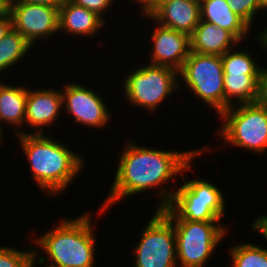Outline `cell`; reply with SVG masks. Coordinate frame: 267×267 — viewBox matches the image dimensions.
Listing matches in <instances>:
<instances>
[{
    "mask_svg": "<svg viewBox=\"0 0 267 267\" xmlns=\"http://www.w3.org/2000/svg\"><path fill=\"white\" fill-rule=\"evenodd\" d=\"M126 141L120 153L114 181L106 198L100 204L99 213L106 212L111 205H115L120 200L152 189H157L155 196L161 198L157 209L167 207L176 190L174 186L172 188L170 185L171 189L167 187L168 182L172 179L174 182L175 176L183 175L189 169L192 170L193 159L199 154L201 156L204 151L206 153L212 150L203 146L189 151H165L144 147L131 140Z\"/></svg>",
    "mask_w": 267,
    "mask_h": 267,
    "instance_id": "6da1fadb",
    "label": "cell"
},
{
    "mask_svg": "<svg viewBox=\"0 0 267 267\" xmlns=\"http://www.w3.org/2000/svg\"><path fill=\"white\" fill-rule=\"evenodd\" d=\"M15 137L28 160L33 181L46 196L65 192L86 164L84 157L48 134Z\"/></svg>",
    "mask_w": 267,
    "mask_h": 267,
    "instance_id": "7a4b0ae2",
    "label": "cell"
},
{
    "mask_svg": "<svg viewBox=\"0 0 267 267\" xmlns=\"http://www.w3.org/2000/svg\"><path fill=\"white\" fill-rule=\"evenodd\" d=\"M92 220L89 212L79 215L75 219L64 218L51 230L34 238L32 241L34 247L37 245V248L43 249L47 256L42 255L39 249L38 251L34 249L33 265L94 267L97 241L94 237L95 231H93L96 229L94 227L96 225L92 224L94 223Z\"/></svg>",
    "mask_w": 267,
    "mask_h": 267,
    "instance_id": "3957f363",
    "label": "cell"
},
{
    "mask_svg": "<svg viewBox=\"0 0 267 267\" xmlns=\"http://www.w3.org/2000/svg\"><path fill=\"white\" fill-rule=\"evenodd\" d=\"M182 176V184L176 187L169 205L160 209L169 219L188 221H222L226 212L225 196L216 184L209 180Z\"/></svg>",
    "mask_w": 267,
    "mask_h": 267,
    "instance_id": "277c9868",
    "label": "cell"
},
{
    "mask_svg": "<svg viewBox=\"0 0 267 267\" xmlns=\"http://www.w3.org/2000/svg\"><path fill=\"white\" fill-rule=\"evenodd\" d=\"M218 118L222 124L216 134L224 145L229 143L256 155L267 151V111L257 102L230 106Z\"/></svg>",
    "mask_w": 267,
    "mask_h": 267,
    "instance_id": "5b68a950",
    "label": "cell"
},
{
    "mask_svg": "<svg viewBox=\"0 0 267 267\" xmlns=\"http://www.w3.org/2000/svg\"><path fill=\"white\" fill-rule=\"evenodd\" d=\"M170 220L175 229L178 267H204L227 236L228 227L222 221Z\"/></svg>",
    "mask_w": 267,
    "mask_h": 267,
    "instance_id": "8992f818",
    "label": "cell"
},
{
    "mask_svg": "<svg viewBox=\"0 0 267 267\" xmlns=\"http://www.w3.org/2000/svg\"><path fill=\"white\" fill-rule=\"evenodd\" d=\"M124 78L126 101L146 112H155L164 100L180 89L179 72L173 68L146 64ZM148 110V111H147Z\"/></svg>",
    "mask_w": 267,
    "mask_h": 267,
    "instance_id": "52a82bcc",
    "label": "cell"
},
{
    "mask_svg": "<svg viewBox=\"0 0 267 267\" xmlns=\"http://www.w3.org/2000/svg\"><path fill=\"white\" fill-rule=\"evenodd\" d=\"M224 71L221 56L190 51L179 71V83L184 82L191 93L219 116L225 111Z\"/></svg>",
    "mask_w": 267,
    "mask_h": 267,
    "instance_id": "ba28073f",
    "label": "cell"
},
{
    "mask_svg": "<svg viewBox=\"0 0 267 267\" xmlns=\"http://www.w3.org/2000/svg\"><path fill=\"white\" fill-rule=\"evenodd\" d=\"M154 211L133 249L134 267H178L173 222L160 209Z\"/></svg>",
    "mask_w": 267,
    "mask_h": 267,
    "instance_id": "9c48e42d",
    "label": "cell"
},
{
    "mask_svg": "<svg viewBox=\"0 0 267 267\" xmlns=\"http://www.w3.org/2000/svg\"><path fill=\"white\" fill-rule=\"evenodd\" d=\"M7 10L12 17L13 29L18 31L32 46L38 40L59 34V7L9 2Z\"/></svg>",
    "mask_w": 267,
    "mask_h": 267,
    "instance_id": "30bf717a",
    "label": "cell"
},
{
    "mask_svg": "<svg viewBox=\"0 0 267 267\" xmlns=\"http://www.w3.org/2000/svg\"><path fill=\"white\" fill-rule=\"evenodd\" d=\"M62 87L63 107L67 115H72V121L93 129H104L110 123L112 113L102 96L76 82L63 84Z\"/></svg>",
    "mask_w": 267,
    "mask_h": 267,
    "instance_id": "8fae6325",
    "label": "cell"
},
{
    "mask_svg": "<svg viewBox=\"0 0 267 267\" xmlns=\"http://www.w3.org/2000/svg\"><path fill=\"white\" fill-rule=\"evenodd\" d=\"M140 7L146 19L189 36L200 21V3L195 0L144 1Z\"/></svg>",
    "mask_w": 267,
    "mask_h": 267,
    "instance_id": "7c38bea8",
    "label": "cell"
},
{
    "mask_svg": "<svg viewBox=\"0 0 267 267\" xmlns=\"http://www.w3.org/2000/svg\"><path fill=\"white\" fill-rule=\"evenodd\" d=\"M151 34L152 51L149 64L166 66L180 71L190 53V36L158 23Z\"/></svg>",
    "mask_w": 267,
    "mask_h": 267,
    "instance_id": "4fadbf2b",
    "label": "cell"
},
{
    "mask_svg": "<svg viewBox=\"0 0 267 267\" xmlns=\"http://www.w3.org/2000/svg\"><path fill=\"white\" fill-rule=\"evenodd\" d=\"M63 99L61 90L56 88L28 89L25 123L28 128H34L33 134H45L44 128H48L61 116ZM60 115V116H59Z\"/></svg>",
    "mask_w": 267,
    "mask_h": 267,
    "instance_id": "5bb4252c",
    "label": "cell"
},
{
    "mask_svg": "<svg viewBox=\"0 0 267 267\" xmlns=\"http://www.w3.org/2000/svg\"><path fill=\"white\" fill-rule=\"evenodd\" d=\"M58 22L59 33L62 32L71 36H84L89 38L91 36L94 38L106 24V21L96 13L76 5L70 0H65L59 6Z\"/></svg>",
    "mask_w": 267,
    "mask_h": 267,
    "instance_id": "9a60e30c",
    "label": "cell"
},
{
    "mask_svg": "<svg viewBox=\"0 0 267 267\" xmlns=\"http://www.w3.org/2000/svg\"><path fill=\"white\" fill-rule=\"evenodd\" d=\"M235 44L240 42L229 31L201 19L190 35V50L194 53L222 56Z\"/></svg>",
    "mask_w": 267,
    "mask_h": 267,
    "instance_id": "2e32d148",
    "label": "cell"
},
{
    "mask_svg": "<svg viewBox=\"0 0 267 267\" xmlns=\"http://www.w3.org/2000/svg\"><path fill=\"white\" fill-rule=\"evenodd\" d=\"M3 82V80L0 82V124L13 126L12 132L15 136L27 132L31 134L32 131L21 129V126L25 125L28 88L23 84L14 86Z\"/></svg>",
    "mask_w": 267,
    "mask_h": 267,
    "instance_id": "e0dca14e",
    "label": "cell"
},
{
    "mask_svg": "<svg viewBox=\"0 0 267 267\" xmlns=\"http://www.w3.org/2000/svg\"><path fill=\"white\" fill-rule=\"evenodd\" d=\"M200 19L229 31L240 43L248 40L251 27L229 7L226 0H205L200 3Z\"/></svg>",
    "mask_w": 267,
    "mask_h": 267,
    "instance_id": "ac0fdd59",
    "label": "cell"
},
{
    "mask_svg": "<svg viewBox=\"0 0 267 267\" xmlns=\"http://www.w3.org/2000/svg\"><path fill=\"white\" fill-rule=\"evenodd\" d=\"M260 77L261 74H224L225 110L237 104L255 103Z\"/></svg>",
    "mask_w": 267,
    "mask_h": 267,
    "instance_id": "d6986e66",
    "label": "cell"
},
{
    "mask_svg": "<svg viewBox=\"0 0 267 267\" xmlns=\"http://www.w3.org/2000/svg\"><path fill=\"white\" fill-rule=\"evenodd\" d=\"M31 48L32 45L12 28L0 41V74L3 71L8 72V68L11 71L22 59L24 60L25 56L32 50Z\"/></svg>",
    "mask_w": 267,
    "mask_h": 267,
    "instance_id": "ffe728a7",
    "label": "cell"
},
{
    "mask_svg": "<svg viewBox=\"0 0 267 267\" xmlns=\"http://www.w3.org/2000/svg\"><path fill=\"white\" fill-rule=\"evenodd\" d=\"M234 50L232 48L221 56L224 74H262L265 66L258 64L252 56L254 54L247 49Z\"/></svg>",
    "mask_w": 267,
    "mask_h": 267,
    "instance_id": "44dd1931",
    "label": "cell"
},
{
    "mask_svg": "<svg viewBox=\"0 0 267 267\" xmlns=\"http://www.w3.org/2000/svg\"><path fill=\"white\" fill-rule=\"evenodd\" d=\"M228 252L232 267H267V248L252 242L235 244Z\"/></svg>",
    "mask_w": 267,
    "mask_h": 267,
    "instance_id": "7402d4cb",
    "label": "cell"
},
{
    "mask_svg": "<svg viewBox=\"0 0 267 267\" xmlns=\"http://www.w3.org/2000/svg\"><path fill=\"white\" fill-rule=\"evenodd\" d=\"M34 247L18 250L10 246H0V267H32Z\"/></svg>",
    "mask_w": 267,
    "mask_h": 267,
    "instance_id": "603a6c76",
    "label": "cell"
},
{
    "mask_svg": "<svg viewBox=\"0 0 267 267\" xmlns=\"http://www.w3.org/2000/svg\"><path fill=\"white\" fill-rule=\"evenodd\" d=\"M232 11L241 17L251 28L255 16L261 13L260 0H226ZM257 13V15H256Z\"/></svg>",
    "mask_w": 267,
    "mask_h": 267,
    "instance_id": "cb8c5ba5",
    "label": "cell"
},
{
    "mask_svg": "<svg viewBox=\"0 0 267 267\" xmlns=\"http://www.w3.org/2000/svg\"><path fill=\"white\" fill-rule=\"evenodd\" d=\"M76 5L82 6L100 16L104 21V13L114 4V0H70ZM111 6V7H110Z\"/></svg>",
    "mask_w": 267,
    "mask_h": 267,
    "instance_id": "d4e9b609",
    "label": "cell"
},
{
    "mask_svg": "<svg viewBox=\"0 0 267 267\" xmlns=\"http://www.w3.org/2000/svg\"><path fill=\"white\" fill-rule=\"evenodd\" d=\"M256 102L267 111V66L264 68L260 77Z\"/></svg>",
    "mask_w": 267,
    "mask_h": 267,
    "instance_id": "484cf974",
    "label": "cell"
},
{
    "mask_svg": "<svg viewBox=\"0 0 267 267\" xmlns=\"http://www.w3.org/2000/svg\"><path fill=\"white\" fill-rule=\"evenodd\" d=\"M13 28L12 17L6 9L0 13V41Z\"/></svg>",
    "mask_w": 267,
    "mask_h": 267,
    "instance_id": "4316f807",
    "label": "cell"
},
{
    "mask_svg": "<svg viewBox=\"0 0 267 267\" xmlns=\"http://www.w3.org/2000/svg\"><path fill=\"white\" fill-rule=\"evenodd\" d=\"M251 223V229H253L255 232H259V234H262L267 241V214L257 216V218H255V220Z\"/></svg>",
    "mask_w": 267,
    "mask_h": 267,
    "instance_id": "83f0119b",
    "label": "cell"
},
{
    "mask_svg": "<svg viewBox=\"0 0 267 267\" xmlns=\"http://www.w3.org/2000/svg\"><path fill=\"white\" fill-rule=\"evenodd\" d=\"M65 0H9V2H24L31 4H43L59 7Z\"/></svg>",
    "mask_w": 267,
    "mask_h": 267,
    "instance_id": "f1b7e54d",
    "label": "cell"
},
{
    "mask_svg": "<svg viewBox=\"0 0 267 267\" xmlns=\"http://www.w3.org/2000/svg\"><path fill=\"white\" fill-rule=\"evenodd\" d=\"M264 28V31L262 30L259 35H258V38L256 39V44H260L259 46L260 47H263V50L267 49V27L265 26ZM262 45V46H261Z\"/></svg>",
    "mask_w": 267,
    "mask_h": 267,
    "instance_id": "f546056e",
    "label": "cell"
},
{
    "mask_svg": "<svg viewBox=\"0 0 267 267\" xmlns=\"http://www.w3.org/2000/svg\"><path fill=\"white\" fill-rule=\"evenodd\" d=\"M9 0H0V8L6 10L8 8Z\"/></svg>",
    "mask_w": 267,
    "mask_h": 267,
    "instance_id": "4dcf8cb0",
    "label": "cell"
},
{
    "mask_svg": "<svg viewBox=\"0 0 267 267\" xmlns=\"http://www.w3.org/2000/svg\"><path fill=\"white\" fill-rule=\"evenodd\" d=\"M260 8L261 11L266 10L265 12H267V0H260Z\"/></svg>",
    "mask_w": 267,
    "mask_h": 267,
    "instance_id": "1f68e13d",
    "label": "cell"
},
{
    "mask_svg": "<svg viewBox=\"0 0 267 267\" xmlns=\"http://www.w3.org/2000/svg\"><path fill=\"white\" fill-rule=\"evenodd\" d=\"M3 125L0 124V144L3 142L4 133H3Z\"/></svg>",
    "mask_w": 267,
    "mask_h": 267,
    "instance_id": "d6a6232c",
    "label": "cell"
},
{
    "mask_svg": "<svg viewBox=\"0 0 267 267\" xmlns=\"http://www.w3.org/2000/svg\"><path fill=\"white\" fill-rule=\"evenodd\" d=\"M137 4H142L145 0H134Z\"/></svg>",
    "mask_w": 267,
    "mask_h": 267,
    "instance_id": "836d02e7",
    "label": "cell"
},
{
    "mask_svg": "<svg viewBox=\"0 0 267 267\" xmlns=\"http://www.w3.org/2000/svg\"><path fill=\"white\" fill-rule=\"evenodd\" d=\"M145 1H173V0H145Z\"/></svg>",
    "mask_w": 267,
    "mask_h": 267,
    "instance_id": "e575fe53",
    "label": "cell"
},
{
    "mask_svg": "<svg viewBox=\"0 0 267 267\" xmlns=\"http://www.w3.org/2000/svg\"><path fill=\"white\" fill-rule=\"evenodd\" d=\"M195 1L201 3L202 1H205V0H195Z\"/></svg>",
    "mask_w": 267,
    "mask_h": 267,
    "instance_id": "d590c367",
    "label": "cell"
}]
</instances>
